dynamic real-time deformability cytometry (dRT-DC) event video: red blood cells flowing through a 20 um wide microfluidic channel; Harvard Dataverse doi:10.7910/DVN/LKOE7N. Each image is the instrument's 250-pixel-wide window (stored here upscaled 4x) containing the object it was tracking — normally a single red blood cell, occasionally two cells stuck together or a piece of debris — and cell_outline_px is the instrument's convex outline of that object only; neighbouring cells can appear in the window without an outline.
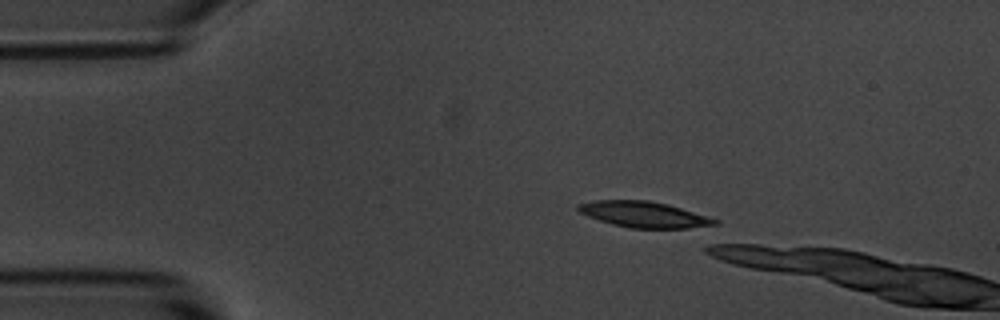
{"species": "common noctule bat (a hibernating species)", "species_latin": "Nyctalus noctula", "temperature_condition": "room temperature", "stored_images_in_passage": 12, "camera_frame_rate_fps": 3000, "um_per_image_px": 0.085, "animal": {"sex": "male", "body_mass_g": 20.1, "forearm_length_mm": 53.5}, "frame": {"image": 1, "passage_image": 9, "time_ms": 2.667, "image_size_px": [1000, 320], "cell_outline_px": [[720, 224], [712, 228], [632, 228], [612, 224], [588, 216], [580, 212], [576, 208], [576, 204], [596, 200], [648, 200], [668, 204], [708, 216], [720, 220]], "centroid_in_image_um": [54.85, 18.24], "position_along_channel_um": 30.2, "area_um2": 20.98}}